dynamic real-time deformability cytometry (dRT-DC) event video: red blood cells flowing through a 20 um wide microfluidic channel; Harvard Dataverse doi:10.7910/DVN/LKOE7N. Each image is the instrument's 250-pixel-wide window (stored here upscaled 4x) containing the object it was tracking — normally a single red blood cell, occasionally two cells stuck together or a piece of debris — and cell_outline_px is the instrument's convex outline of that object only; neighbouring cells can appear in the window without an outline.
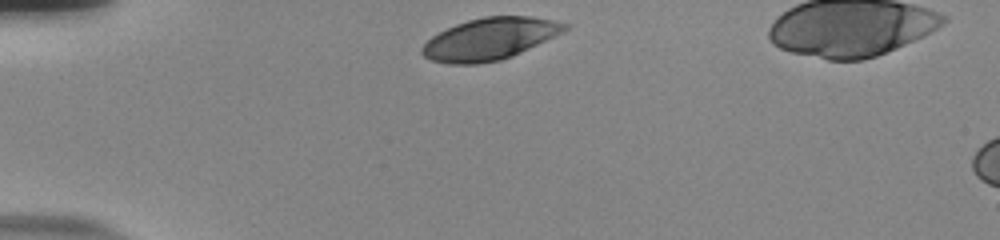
{"species": "human", "species_latin": "Homo sapiens", "temperature_condition": "room temperature", "stored_images_in_passage": 33, "camera_frame_rate_fps": 3000, "um_per_image_px": 0.085, "donor": {"sex": "male"}, "frame": {"image": 1, "passage_image": 1, "time_ms": 0.0, "image_size_px": [1000, 240], "cell_outline_px": [[568, 28], [564, 32], [512, 56], [500, 60], [476, 64], [448, 64], [432, 60], [424, 56], [420, 52], [420, 48], [432, 36], [456, 24], [468, 20], [484, 16], [532, 16], [552, 20], [568, 24]], "centroid_in_image_um": [41.62, 3.31], "position_along_channel_um": 43.4, "area_um2": 34.68}}
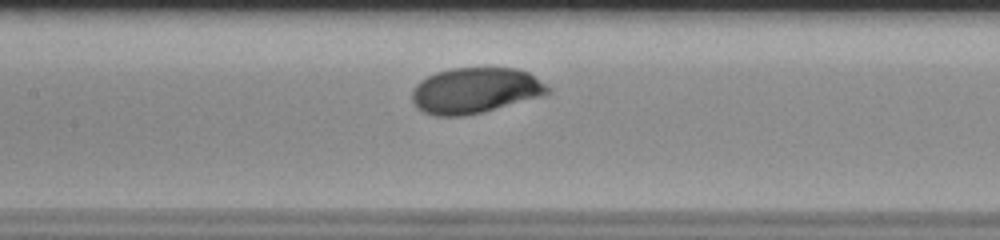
{"frame": {"image": 2, "passage_image": 14, "time_ms": 4.333, "image_size_px": [1000, 240], "cell_outline_px": [[548, 92], [536, 96], [480, 112], [464, 116], [436, 116], [424, 112], [412, 100], [412, 88], [420, 80], [436, 72], [452, 68], [516, 68], [528, 72], [544, 84], [548, 88]], "centroid_in_image_um": [40.29, 7.67], "position_along_channel_um": 167.1, "area_um2": 35.2}}
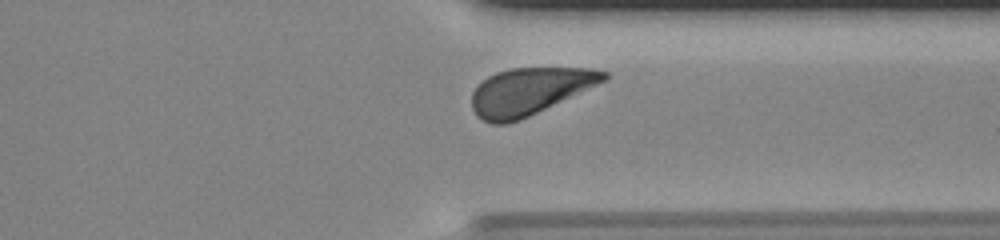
{"frame": {"image": 3, "passage_image": 30, "time_ms": 9.667, "image_size_px": [1000, 240], "cell_outline_px": [[608, 76], [604, 80], [596, 84], [520, 120], [508, 124], [492, 124], [476, 116], [472, 108], [472, 92], [488, 76], [496, 72], [512, 68], [592, 68], [608, 72]], "centroid_in_image_um": [44.95, 7.76], "position_along_channel_um": 366.4, "area_um2": 35.55}, "authors_computed_cell_mechanics": {"area_um2": 35.8938, "velocity_mm_per_s": 3.7391, "shape_relaxation_time_tau1_ms": 3.4175, "shape_relaxation_time_tau2_ms": null, "deformation_change_tau1": 0.1775, "deformation_change_tau2": null}}